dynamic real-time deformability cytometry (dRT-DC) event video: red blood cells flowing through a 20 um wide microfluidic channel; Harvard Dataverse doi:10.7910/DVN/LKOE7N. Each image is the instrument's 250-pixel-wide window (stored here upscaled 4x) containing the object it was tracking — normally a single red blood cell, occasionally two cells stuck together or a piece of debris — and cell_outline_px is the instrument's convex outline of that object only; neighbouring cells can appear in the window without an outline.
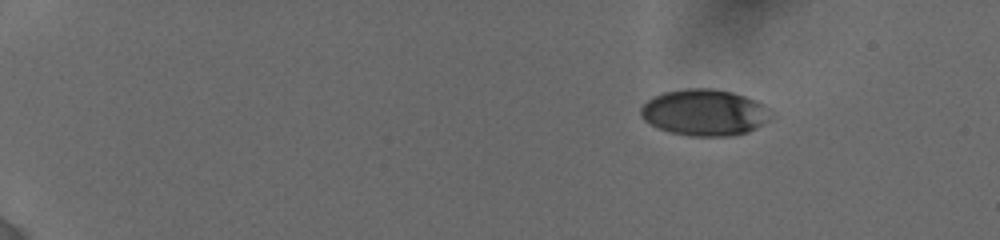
{"species": "human", "species_latin": "Homo sapiens", "temperature_condition": "cold", "stored_images_in_passage": 10, "camera_frame_rate_fps": 3000, "um_per_image_px": 0.085, "donor": {"sex": "female"}, "frame": {"image": 1, "passage_image": 1, "time_ms": 0.0, "image_size_px": [1000, 240], "cell_outline_px": [[772, 112], [768, 120], [756, 128], [748, 132], [732, 136], [688, 136], [668, 132], [644, 120], [640, 116], [640, 108], [652, 96], [664, 92], [688, 88], [712, 88], [732, 92], [744, 96], [764, 104]], "centroid_in_image_um": [59.87, 9.56], "position_along_channel_um": 25.1, "area_um2": 35.26}}
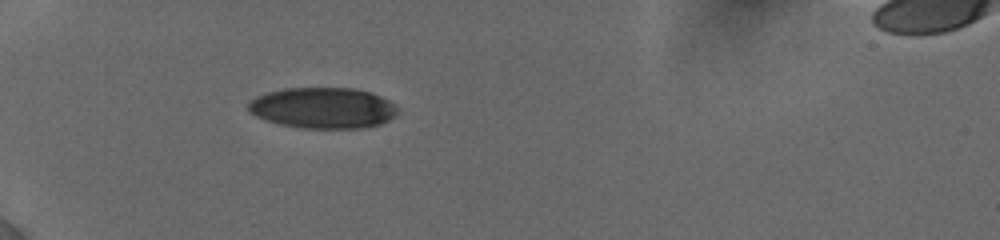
{"frame": {"image": 2, "passage_image": 6, "time_ms": 3.667, "image_size_px": [1000, 240], "cell_outline_px": [[396, 112], [388, 120], [380, 124], [364, 128], [300, 128], [280, 124], [264, 120], [248, 112], [248, 104], [256, 96], [268, 92], [284, 88], [356, 88], [372, 92], [388, 100], [396, 108]], "centroid_in_image_um": [27.41, 9.17], "position_along_channel_um": 57.6, "area_um2": 35.6}}
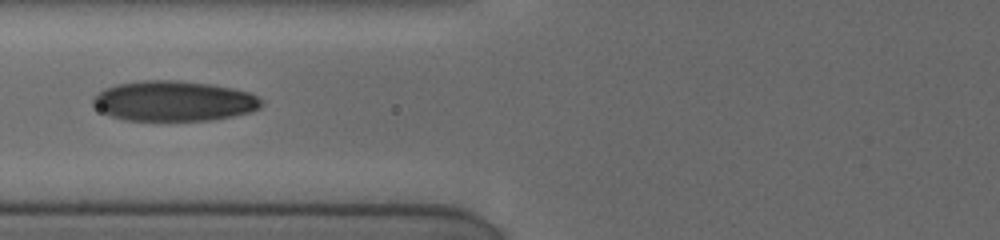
{"frame": {"image": 3, "passage_image": 9, "time_ms": 5.667, "image_size_px": [1000, 240], "cell_outline_px": [[264, 104], [260, 108], [248, 112], [232, 116], [212, 120], [124, 120], [112, 116], [104, 112], [92, 104], [92, 96], [104, 88], [116, 84], [144, 80], [176, 80], [212, 84], [232, 88], [248, 92], [256, 96]], "centroid_in_image_um": [14.75, 8.58], "position_along_channel_um": 111.0, "area_um2": 39.42}}